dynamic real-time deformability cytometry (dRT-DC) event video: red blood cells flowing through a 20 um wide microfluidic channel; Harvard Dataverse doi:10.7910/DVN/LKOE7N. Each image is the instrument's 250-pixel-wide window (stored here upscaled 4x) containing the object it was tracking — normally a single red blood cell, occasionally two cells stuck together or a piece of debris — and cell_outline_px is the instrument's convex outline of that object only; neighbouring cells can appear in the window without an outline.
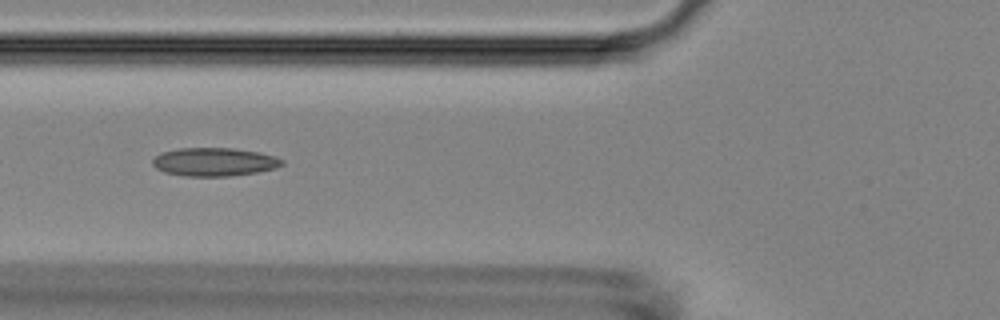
{"species": "Egyptian fruit bat (a non-hibernating species)", "species_latin": "Rousettus aegyptiacus", "temperature_condition": "room temperature", "stored_images_in_passage": 9, "camera_frame_rate_fps": 3000, "um_per_image_px": 0.085, "animal": {"sex": "female"}, "frame": {"image": 1, "passage_image": 4, "time_ms": 1.0, "image_size_px": [1000, 320], "cell_outline_px": [[284, 164], [276, 168], [256, 172], [228, 176], [184, 176], [164, 172], [156, 168], [152, 164], [152, 160], [160, 152], [180, 148], [232, 148], [260, 152], [276, 156], [284, 160]], "centroid_in_image_um": [18.22, 13.76], "position_along_channel_um": 107.6, "area_um2": 21.5}}
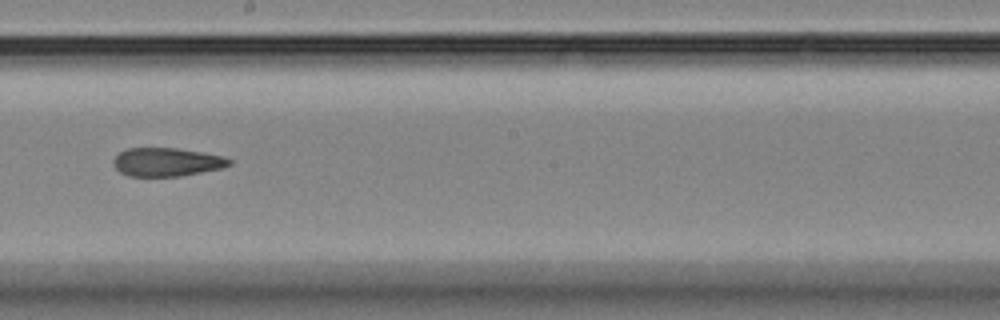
{"frame": {"image": 2, "passage_image": 7, "time_ms": 2.0, "image_size_px": [1000, 320], "cell_outline_px": [[232, 164], [224, 168], [180, 176], [128, 176], [120, 172], [112, 164], [112, 160], [120, 152], [128, 148], [176, 148], [224, 156], [232, 160]], "centroid_in_image_um": [14.19, 13.78], "position_along_channel_um": 234.0, "area_um2": 19.31}}
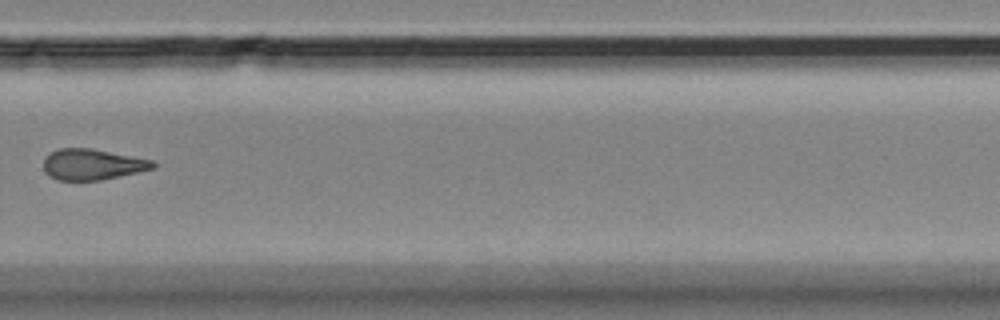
{"frame": {"image": 3, "passage_image": 9, "time_ms": 2.667, "image_size_px": [1000, 320], "cell_outline_px": [[156, 168], [100, 180], [56, 180], [48, 176], [44, 172], [44, 156], [60, 148], [92, 148], [152, 160], [156, 164]], "centroid_in_image_um": [7.82, 13.97], "position_along_channel_um": 322.0, "area_um2": 19.71}}